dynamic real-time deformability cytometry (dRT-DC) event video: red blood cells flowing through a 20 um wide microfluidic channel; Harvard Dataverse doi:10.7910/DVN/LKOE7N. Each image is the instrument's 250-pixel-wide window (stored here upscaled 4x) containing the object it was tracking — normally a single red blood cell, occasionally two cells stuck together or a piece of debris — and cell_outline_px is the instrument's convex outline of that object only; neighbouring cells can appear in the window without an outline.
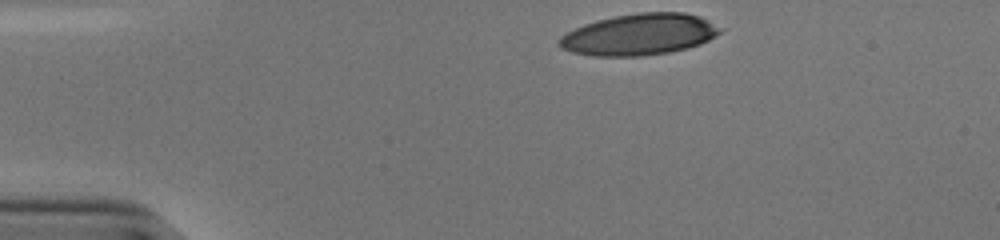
{"species": "human", "species_latin": "Homo sapiens", "temperature_condition": "cold", "stored_images_in_passage": 34, "camera_frame_rate_fps": 3000, "um_per_image_px": 0.085, "donor": {"sex": "male"}, "frame": {"image": 1, "passage_image": 1, "time_ms": 0.0, "image_size_px": [1000, 240], "cell_outline_px": [[724, 28], [720, 32], [708, 40], [700, 44], [688, 48], [668, 52], [640, 56], [592, 56], [572, 52], [560, 48], [556, 44], [556, 40], [560, 36], [584, 24], [596, 20], [616, 16], [640, 12], [684, 12], [700, 16]], "centroid_in_image_um": [54.32, 2.93], "position_along_channel_um": 30.7, "area_um2": 38.96}}
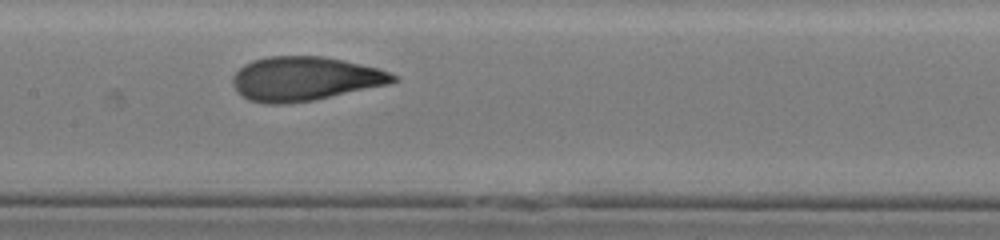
{"frame": {"image": 2, "passage_image": 18, "time_ms": 5.667, "image_size_px": [1000, 240], "cell_outline_px": [[400, 80], [388, 84], [312, 100], [284, 104], [264, 104], [248, 100], [236, 92], [232, 84], [232, 76], [244, 64], [252, 60], [268, 56], [320, 56], [344, 60], [380, 68], [396, 76]], "centroid_in_image_um": [25.87, 6.69], "position_along_channel_um": 181.5, "area_um2": 41.27}}
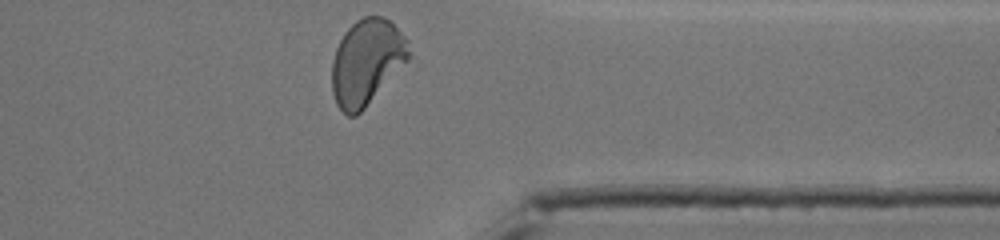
{"frame": {"image": 3, "passage_image": 34, "time_ms": 11.0, "image_size_px": [1000, 240], "cell_outline_px": [[408, 64], [356, 116], [348, 116], [336, 104], [332, 92], [332, 60], [336, 48], [344, 32], [356, 20], [364, 16], [384, 16], [392, 20], [408, 40]], "centroid_in_image_um": [31.19, 5.26], "position_along_channel_um": 380.2, "area_um2": 38.9}, "authors_computed_cell_mechanics": {"area_um2": 40.4889, "velocity_mm_per_s": 3.8411, "shape_relaxation_time_tau1_ms": 4.7849, "shape_relaxation_time_tau2_ms": 0.8812, "deformation_change_tau1": 0.2276, "deformation_change_tau2": 0.0646}}